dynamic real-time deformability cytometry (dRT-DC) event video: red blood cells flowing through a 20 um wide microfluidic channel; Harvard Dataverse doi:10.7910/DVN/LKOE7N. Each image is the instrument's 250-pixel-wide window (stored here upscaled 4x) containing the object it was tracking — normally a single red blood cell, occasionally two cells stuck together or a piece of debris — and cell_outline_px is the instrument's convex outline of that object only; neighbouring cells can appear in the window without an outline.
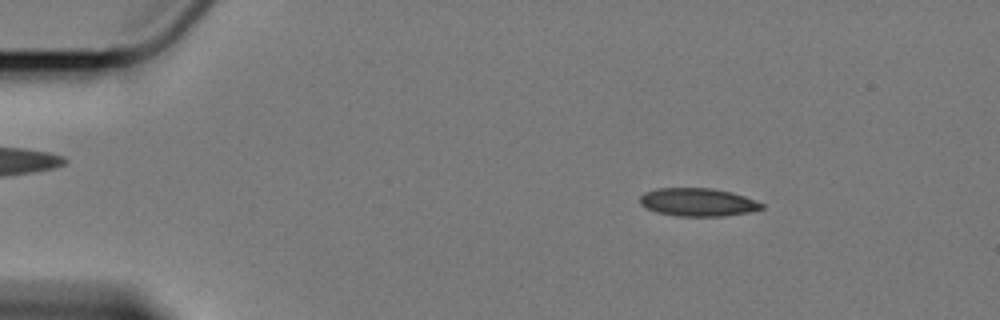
{"species": "Egyptian fruit bat (a non-hibernating species)", "species_latin": "Rousettus aegyptiacus", "temperature_condition": "cold", "stored_images_in_passage": 59, "camera_frame_rate_fps": 3000, "um_per_image_px": 0.085, "animal": {"sex": "female"}, "frame": {"image": 1, "passage_image": 9, "time_ms": 2.667, "image_size_px": [1000, 320], "cell_outline_px": [[764, 208], [748, 212], [724, 216], [676, 216], [656, 212], [640, 204], [640, 196], [644, 192], [656, 188], [712, 188], [732, 192], [744, 196], [764, 204]], "centroid_in_image_um": [59.3, 17.18], "position_along_channel_um": 25.7, "area_um2": 19.94}}
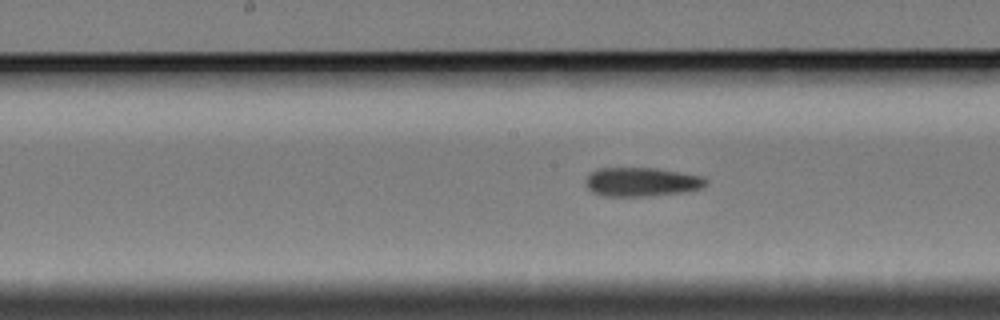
{"frame": {"image": 2, "passage_image": 30, "time_ms": 9.667, "image_size_px": [1000, 320], "cell_outline_px": [[708, 184], [700, 188], [688, 192], [648, 196], [604, 196], [592, 192], [588, 188], [584, 180], [596, 168], [656, 168], [704, 176], [708, 180]], "centroid_in_image_um": [54.57, 15.46], "position_along_channel_um": 193.6, "area_um2": 20.52}}
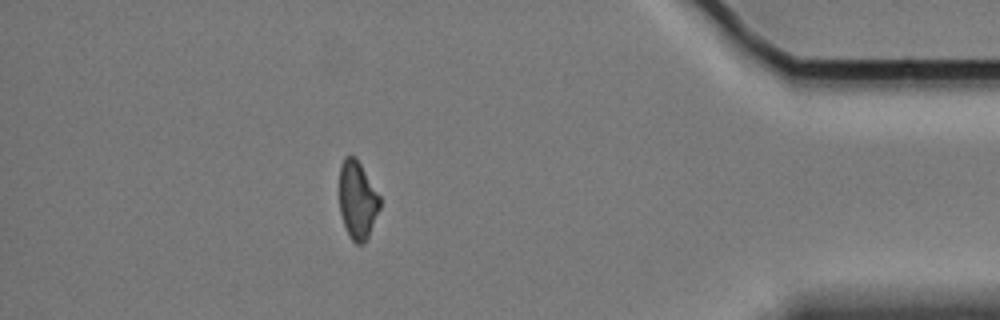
{"frame": {"image": 3, "passage_image": 52, "time_ms": 17.0, "image_size_px": [1000, 320], "cell_outline_px": [[380, 208], [368, 236], [364, 244], [356, 244], [352, 240], [344, 224], [340, 212], [340, 164], [344, 156], [356, 156], [380, 196]], "centroid_in_image_um": [30.38, 16.98], "position_along_channel_um": 404.8, "area_um2": 18.32}, "authors_computed_cell_mechanics": {"area_um2": 19.8832, "velocity_mm_per_s": 3.425, "shape_relaxation_time_tau1_ms": null, "shape_relaxation_time_tau2_ms": 7.8342, "deformation_change_tau1": null, "deformation_change_tau2": 0.1536}}